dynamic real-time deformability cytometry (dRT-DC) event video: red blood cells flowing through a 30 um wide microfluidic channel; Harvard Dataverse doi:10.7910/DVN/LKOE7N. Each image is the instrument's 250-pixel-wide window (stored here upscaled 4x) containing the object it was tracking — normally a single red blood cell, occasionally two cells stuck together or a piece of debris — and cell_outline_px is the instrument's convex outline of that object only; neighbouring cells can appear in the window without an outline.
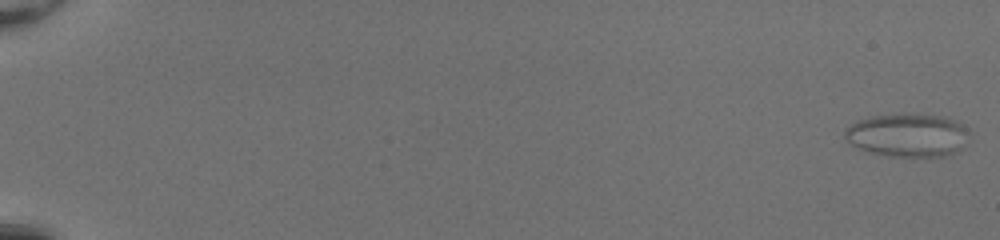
{"species": "common noctule bat (a hibernating species)", "species_latin": "Nyctalus noctula", "temperature_condition": "room temperature", "stored_images_in_passage": 52, "camera_frame_rate_fps": 3000, "um_per_image_px": 0.085, "animal": {"sex": "female", "body_mass_g": 20.0, "forearm_length_mm": 54.0}, "frame": {"image": 1, "passage_image": 1, "time_ms": 0.0, "image_size_px": [1000, 240], "cell_outline_px": [[968, 128], [960, 148], [956, 152], [944, 156], [888, 156], [868, 152], [844, 140], [844, 128], [856, 120], [872, 116], [896, 112], [904, 112], [944, 116], [956, 120]], "centroid_in_image_um": [77.07, 11.45], "position_along_channel_um": 7.9, "area_um2": 31.79}}
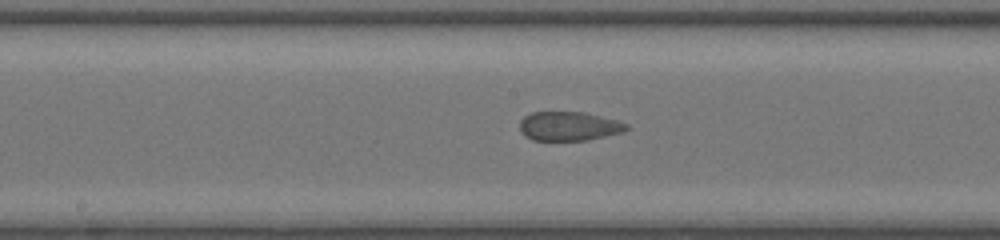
{"frame": {"image": 2, "passage_image": 30, "time_ms": 9.667, "image_size_px": [1000, 240], "cell_outline_px": [[628, 128], [624, 132], [588, 140], [532, 140], [524, 136], [520, 128], [520, 120], [524, 116], [532, 112], [584, 112], [616, 120], [628, 124]], "centroid_in_image_um": [48.35, 10.73], "position_along_channel_um": 199.8, "area_um2": 18.09}}
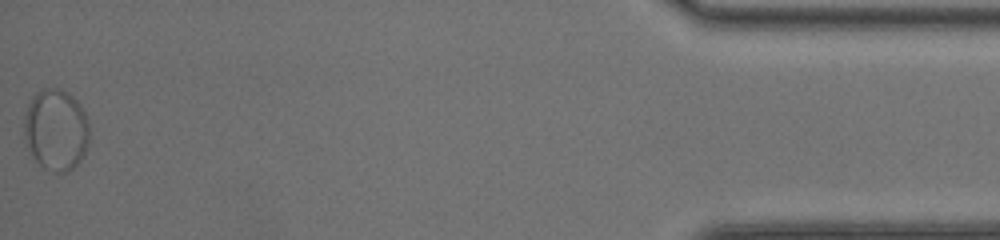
{"frame": {"image": 3, "passage_image": 52, "time_ms": 17.0, "image_size_px": [1000, 240], "cell_outline_px": [[88, 144], [84, 156], [68, 172], [52, 172], [44, 168], [28, 152], [24, 144], [24, 116], [28, 104], [32, 96], [36, 92], [44, 88], [60, 88], [68, 92], [80, 104], [88, 120]], "centroid_in_image_um": [4.73, 11.03], "position_along_channel_um": 430.5, "area_um2": 31.44}}